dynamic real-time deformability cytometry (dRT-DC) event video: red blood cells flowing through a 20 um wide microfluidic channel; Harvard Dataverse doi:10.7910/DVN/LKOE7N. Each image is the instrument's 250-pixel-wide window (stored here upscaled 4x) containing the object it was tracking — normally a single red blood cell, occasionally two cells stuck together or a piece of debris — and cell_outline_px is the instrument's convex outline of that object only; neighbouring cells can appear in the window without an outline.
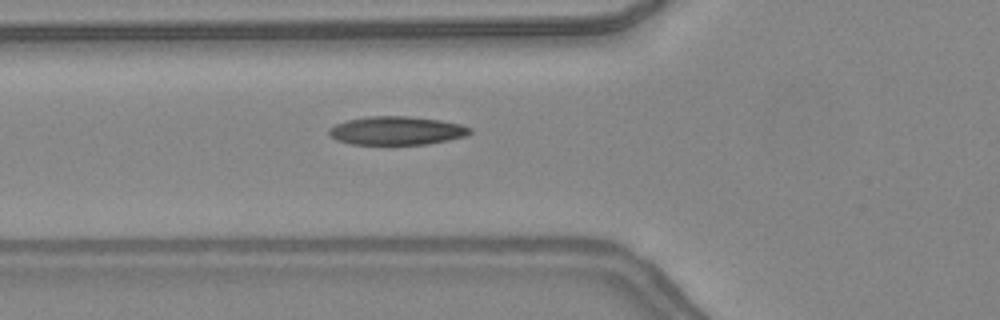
{"species": "common noctule bat (a hibernating species)", "species_latin": "Nyctalus noctula", "temperature_condition": "warm", "stored_images_in_passage": 48, "camera_frame_rate_fps": 3000, "um_per_image_px": 0.085, "animal": {"sex": "female", "body_mass_g": 24.6, "forearm_length_mm": 56.2}, "frame": {"image": 1, "passage_image": 18, "time_ms": 5.667, "image_size_px": [1000, 320], "cell_outline_px": [[472, 132], [464, 136], [448, 140], [428, 144], [352, 144], [336, 140], [328, 136], [328, 128], [336, 124], [348, 120], [368, 116], [408, 116], [440, 120], [460, 124], [472, 128]], "centroid_in_image_um": [33.69, 11.1], "position_along_channel_um": 92.1, "area_um2": 23.41}}
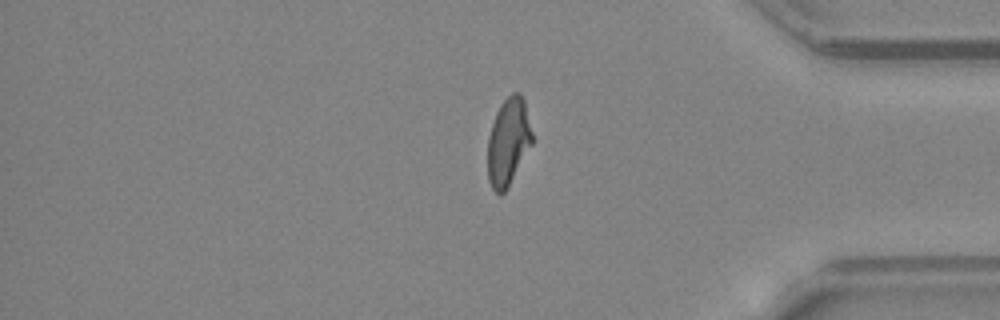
{"frame": {"image": 2, "passage_image": 40, "time_ms": 13.0, "image_size_px": [1000, 320], "cell_outline_px": [[532, 144], [508, 188], [500, 196], [492, 188], [488, 180], [488, 136], [496, 112], [500, 104], [512, 92], [520, 92], [524, 100], [532, 132]], "centroid_in_image_um": [43.2, 12.06], "position_along_channel_um": 392.0, "area_um2": 22.72}}
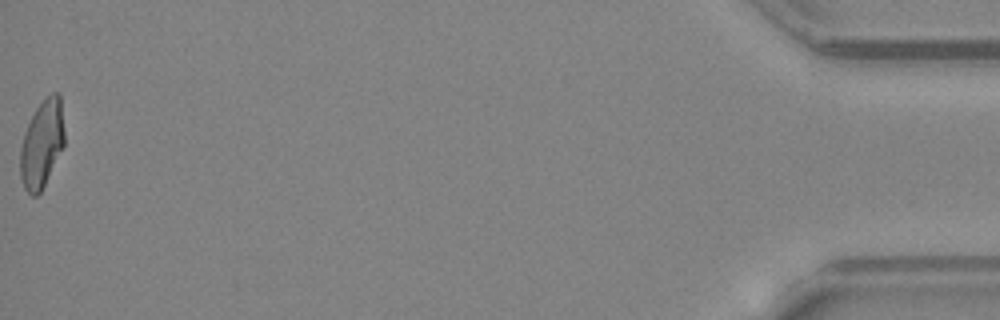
{"frame": {"image": 3, "passage_image": 48, "time_ms": 15.667, "image_size_px": [1000, 320], "cell_outline_px": [[64, 144], [40, 192], [36, 196], [32, 196], [24, 188], [20, 176], [20, 148], [24, 132], [36, 108], [52, 92], [60, 92], [64, 132]], "centroid_in_image_um": [3.55, 12.22], "position_along_channel_um": 431.7, "area_um2": 22.2}, "authors_computed_cell_mechanics": {"area_um2": 22.4842, "velocity_mm_per_s": 4.3876, "shape_relaxation_time_tau1_ms": 7.3129, "shape_relaxation_time_tau2_ms": 1.3465, "deformation_change_tau1": 0.2436, "deformation_change_tau2": 0.084}}